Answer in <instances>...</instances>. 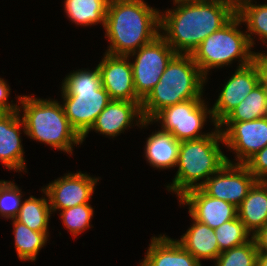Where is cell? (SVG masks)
I'll use <instances>...</instances> for the list:
<instances>
[{
  "mask_svg": "<svg viewBox=\"0 0 267 266\" xmlns=\"http://www.w3.org/2000/svg\"><path fill=\"white\" fill-rule=\"evenodd\" d=\"M173 1L177 8L160 14V29L177 54H192L206 37L236 14V9L223 0Z\"/></svg>",
  "mask_w": 267,
  "mask_h": 266,
  "instance_id": "cell-1",
  "label": "cell"
},
{
  "mask_svg": "<svg viewBox=\"0 0 267 266\" xmlns=\"http://www.w3.org/2000/svg\"><path fill=\"white\" fill-rule=\"evenodd\" d=\"M158 10L144 0H110L105 19V53L127 56L152 42L161 33Z\"/></svg>",
  "mask_w": 267,
  "mask_h": 266,
  "instance_id": "cell-2",
  "label": "cell"
},
{
  "mask_svg": "<svg viewBox=\"0 0 267 266\" xmlns=\"http://www.w3.org/2000/svg\"><path fill=\"white\" fill-rule=\"evenodd\" d=\"M207 77L193 61L191 54H176L160 77V81L142 100L145 120H151L163 108L177 103L202 99Z\"/></svg>",
  "mask_w": 267,
  "mask_h": 266,
  "instance_id": "cell-3",
  "label": "cell"
},
{
  "mask_svg": "<svg viewBox=\"0 0 267 266\" xmlns=\"http://www.w3.org/2000/svg\"><path fill=\"white\" fill-rule=\"evenodd\" d=\"M220 142L224 144L222 133L217 126L208 136L181 141L176 164L179 169L173 183L166 186L168 191L181 197L189 190L200 188L211 175L230 161L219 148ZM203 178L204 181L196 183Z\"/></svg>",
  "mask_w": 267,
  "mask_h": 266,
  "instance_id": "cell-4",
  "label": "cell"
},
{
  "mask_svg": "<svg viewBox=\"0 0 267 266\" xmlns=\"http://www.w3.org/2000/svg\"><path fill=\"white\" fill-rule=\"evenodd\" d=\"M22 106L23 132L52 148L72 153L73 144L82 143V137L71 126L64 108L56 100L18 96Z\"/></svg>",
  "mask_w": 267,
  "mask_h": 266,
  "instance_id": "cell-5",
  "label": "cell"
},
{
  "mask_svg": "<svg viewBox=\"0 0 267 266\" xmlns=\"http://www.w3.org/2000/svg\"><path fill=\"white\" fill-rule=\"evenodd\" d=\"M61 91L65 115L81 137L111 101L102 87L98 67L92 71L77 70L70 73L62 82Z\"/></svg>",
  "mask_w": 267,
  "mask_h": 266,
  "instance_id": "cell-6",
  "label": "cell"
},
{
  "mask_svg": "<svg viewBox=\"0 0 267 266\" xmlns=\"http://www.w3.org/2000/svg\"><path fill=\"white\" fill-rule=\"evenodd\" d=\"M242 20L235 14L224 26L206 37L191 54L200 72L206 77L209 70L230 65L239 59L238 68L253 62L254 53L247 32L238 29ZM238 26V27H237Z\"/></svg>",
  "mask_w": 267,
  "mask_h": 266,
  "instance_id": "cell-7",
  "label": "cell"
},
{
  "mask_svg": "<svg viewBox=\"0 0 267 266\" xmlns=\"http://www.w3.org/2000/svg\"><path fill=\"white\" fill-rule=\"evenodd\" d=\"M208 114L214 126H217L212 118V110L207 108L204 99H192L163 108L151 121L162 122L161 130L170 132L179 141H184L210 135L199 133Z\"/></svg>",
  "mask_w": 267,
  "mask_h": 266,
  "instance_id": "cell-8",
  "label": "cell"
},
{
  "mask_svg": "<svg viewBox=\"0 0 267 266\" xmlns=\"http://www.w3.org/2000/svg\"><path fill=\"white\" fill-rule=\"evenodd\" d=\"M176 54L160 34L152 42L127 55L129 58L136 55L131 65L134 88L141 100L160 81L161 75Z\"/></svg>",
  "mask_w": 267,
  "mask_h": 266,
  "instance_id": "cell-9",
  "label": "cell"
},
{
  "mask_svg": "<svg viewBox=\"0 0 267 266\" xmlns=\"http://www.w3.org/2000/svg\"><path fill=\"white\" fill-rule=\"evenodd\" d=\"M257 181L244 164H233V162L228 161L218 172L211 175L200 188L207 195L238 207Z\"/></svg>",
  "mask_w": 267,
  "mask_h": 266,
  "instance_id": "cell-10",
  "label": "cell"
},
{
  "mask_svg": "<svg viewBox=\"0 0 267 266\" xmlns=\"http://www.w3.org/2000/svg\"><path fill=\"white\" fill-rule=\"evenodd\" d=\"M226 126L227 128H221ZM224 144L236 152L238 162L245 164L253 155L267 146V116L243 122H219Z\"/></svg>",
  "mask_w": 267,
  "mask_h": 266,
  "instance_id": "cell-11",
  "label": "cell"
},
{
  "mask_svg": "<svg viewBox=\"0 0 267 266\" xmlns=\"http://www.w3.org/2000/svg\"><path fill=\"white\" fill-rule=\"evenodd\" d=\"M99 178H93L81 171L66 173L62 178L49 183L42 189L49 200L51 212L90 203L91 195Z\"/></svg>",
  "mask_w": 267,
  "mask_h": 266,
  "instance_id": "cell-12",
  "label": "cell"
},
{
  "mask_svg": "<svg viewBox=\"0 0 267 266\" xmlns=\"http://www.w3.org/2000/svg\"><path fill=\"white\" fill-rule=\"evenodd\" d=\"M128 59V56L104 54L97 65L102 87L108 92L111 100L142 102L136 95L132 65Z\"/></svg>",
  "mask_w": 267,
  "mask_h": 266,
  "instance_id": "cell-13",
  "label": "cell"
},
{
  "mask_svg": "<svg viewBox=\"0 0 267 266\" xmlns=\"http://www.w3.org/2000/svg\"><path fill=\"white\" fill-rule=\"evenodd\" d=\"M180 203L189 205L192 219L216 229L223 223L238 217L237 207L221 199L207 195L201 188L185 192L179 197Z\"/></svg>",
  "mask_w": 267,
  "mask_h": 266,
  "instance_id": "cell-14",
  "label": "cell"
},
{
  "mask_svg": "<svg viewBox=\"0 0 267 266\" xmlns=\"http://www.w3.org/2000/svg\"><path fill=\"white\" fill-rule=\"evenodd\" d=\"M135 120L136 125L151 123V120H145L142 114L141 102H130L124 100H111L103 111L98 115L91 128L82 136V142L91 130H95L106 136L116 137L121 134L127 127H131Z\"/></svg>",
  "mask_w": 267,
  "mask_h": 266,
  "instance_id": "cell-15",
  "label": "cell"
},
{
  "mask_svg": "<svg viewBox=\"0 0 267 266\" xmlns=\"http://www.w3.org/2000/svg\"><path fill=\"white\" fill-rule=\"evenodd\" d=\"M258 84L259 76L253 63L244 67H237L235 74L223 86L218 99L211 108L213 121L218 124Z\"/></svg>",
  "mask_w": 267,
  "mask_h": 266,
  "instance_id": "cell-16",
  "label": "cell"
},
{
  "mask_svg": "<svg viewBox=\"0 0 267 266\" xmlns=\"http://www.w3.org/2000/svg\"><path fill=\"white\" fill-rule=\"evenodd\" d=\"M20 108L18 111L0 113V161L9 170L16 172L26 170L24 151L21 144Z\"/></svg>",
  "mask_w": 267,
  "mask_h": 266,
  "instance_id": "cell-17",
  "label": "cell"
},
{
  "mask_svg": "<svg viewBox=\"0 0 267 266\" xmlns=\"http://www.w3.org/2000/svg\"><path fill=\"white\" fill-rule=\"evenodd\" d=\"M140 266H202L176 239L152 237Z\"/></svg>",
  "mask_w": 267,
  "mask_h": 266,
  "instance_id": "cell-18",
  "label": "cell"
},
{
  "mask_svg": "<svg viewBox=\"0 0 267 266\" xmlns=\"http://www.w3.org/2000/svg\"><path fill=\"white\" fill-rule=\"evenodd\" d=\"M238 218L252 235L267 224V181H257L237 207Z\"/></svg>",
  "mask_w": 267,
  "mask_h": 266,
  "instance_id": "cell-19",
  "label": "cell"
},
{
  "mask_svg": "<svg viewBox=\"0 0 267 266\" xmlns=\"http://www.w3.org/2000/svg\"><path fill=\"white\" fill-rule=\"evenodd\" d=\"M192 226L177 240L199 262L201 259L216 260L221 253L214 229L192 219Z\"/></svg>",
  "mask_w": 267,
  "mask_h": 266,
  "instance_id": "cell-20",
  "label": "cell"
},
{
  "mask_svg": "<svg viewBox=\"0 0 267 266\" xmlns=\"http://www.w3.org/2000/svg\"><path fill=\"white\" fill-rule=\"evenodd\" d=\"M180 143L170 132L155 131L146 140L145 158L157 169L176 167Z\"/></svg>",
  "mask_w": 267,
  "mask_h": 266,
  "instance_id": "cell-21",
  "label": "cell"
},
{
  "mask_svg": "<svg viewBox=\"0 0 267 266\" xmlns=\"http://www.w3.org/2000/svg\"><path fill=\"white\" fill-rule=\"evenodd\" d=\"M110 0H65L64 10L77 25L90 26L102 23L105 26Z\"/></svg>",
  "mask_w": 267,
  "mask_h": 266,
  "instance_id": "cell-22",
  "label": "cell"
},
{
  "mask_svg": "<svg viewBox=\"0 0 267 266\" xmlns=\"http://www.w3.org/2000/svg\"><path fill=\"white\" fill-rule=\"evenodd\" d=\"M267 116V91L258 84L220 122L251 121Z\"/></svg>",
  "mask_w": 267,
  "mask_h": 266,
  "instance_id": "cell-23",
  "label": "cell"
},
{
  "mask_svg": "<svg viewBox=\"0 0 267 266\" xmlns=\"http://www.w3.org/2000/svg\"><path fill=\"white\" fill-rule=\"evenodd\" d=\"M13 220L15 247L20 260L35 261L38 252L48 241V232L31 230L25 224Z\"/></svg>",
  "mask_w": 267,
  "mask_h": 266,
  "instance_id": "cell-24",
  "label": "cell"
},
{
  "mask_svg": "<svg viewBox=\"0 0 267 266\" xmlns=\"http://www.w3.org/2000/svg\"><path fill=\"white\" fill-rule=\"evenodd\" d=\"M51 208L49 200L30 196L22 202L17 217V221L25 224L31 230L37 232H48Z\"/></svg>",
  "mask_w": 267,
  "mask_h": 266,
  "instance_id": "cell-25",
  "label": "cell"
},
{
  "mask_svg": "<svg viewBox=\"0 0 267 266\" xmlns=\"http://www.w3.org/2000/svg\"><path fill=\"white\" fill-rule=\"evenodd\" d=\"M249 0L243 2L237 9L236 14L240 17L242 22L246 23L247 34L251 47L254 45V40L251 35H257L263 41L267 43V4H253Z\"/></svg>",
  "mask_w": 267,
  "mask_h": 266,
  "instance_id": "cell-26",
  "label": "cell"
},
{
  "mask_svg": "<svg viewBox=\"0 0 267 266\" xmlns=\"http://www.w3.org/2000/svg\"><path fill=\"white\" fill-rule=\"evenodd\" d=\"M220 252L241 246L248 241L250 233L237 217L214 229Z\"/></svg>",
  "mask_w": 267,
  "mask_h": 266,
  "instance_id": "cell-27",
  "label": "cell"
},
{
  "mask_svg": "<svg viewBox=\"0 0 267 266\" xmlns=\"http://www.w3.org/2000/svg\"><path fill=\"white\" fill-rule=\"evenodd\" d=\"M258 251L254 239L225 250L216 258L215 266H256Z\"/></svg>",
  "mask_w": 267,
  "mask_h": 266,
  "instance_id": "cell-28",
  "label": "cell"
},
{
  "mask_svg": "<svg viewBox=\"0 0 267 266\" xmlns=\"http://www.w3.org/2000/svg\"><path fill=\"white\" fill-rule=\"evenodd\" d=\"M61 211L60 217L63 224L73 236H77L83 232V230L89 228L90 220L94 213L89 203L80 204Z\"/></svg>",
  "mask_w": 267,
  "mask_h": 266,
  "instance_id": "cell-29",
  "label": "cell"
},
{
  "mask_svg": "<svg viewBox=\"0 0 267 266\" xmlns=\"http://www.w3.org/2000/svg\"><path fill=\"white\" fill-rule=\"evenodd\" d=\"M21 190L11 181L0 180V215L15 219L22 204Z\"/></svg>",
  "mask_w": 267,
  "mask_h": 266,
  "instance_id": "cell-30",
  "label": "cell"
},
{
  "mask_svg": "<svg viewBox=\"0 0 267 266\" xmlns=\"http://www.w3.org/2000/svg\"><path fill=\"white\" fill-rule=\"evenodd\" d=\"M244 165L258 181H267V146L253 155Z\"/></svg>",
  "mask_w": 267,
  "mask_h": 266,
  "instance_id": "cell-31",
  "label": "cell"
},
{
  "mask_svg": "<svg viewBox=\"0 0 267 266\" xmlns=\"http://www.w3.org/2000/svg\"><path fill=\"white\" fill-rule=\"evenodd\" d=\"M252 63L257 69L259 84L267 91V54L254 53Z\"/></svg>",
  "mask_w": 267,
  "mask_h": 266,
  "instance_id": "cell-32",
  "label": "cell"
},
{
  "mask_svg": "<svg viewBox=\"0 0 267 266\" xmlns=\"http://www.w3.org/2000/svg\"><path fill=\"white\" fill-rule=\"evenodd\" d=\"M10 88L7 82L0 78V113H7L18 111L19 106L17 104H9L8 97L10 95Z\"/></svg>",
  "mask_w": 267,
  "mask_h": 266,
  "instance_id": "cell-33",
  "label": "cell"
},
{
  "mask_svg": "<svg viewBox=\"0 0 267 266\" xmlns=\"http://www.w3.org/2000/svg\"><path fill=\"white\" fill-rule=\"evenodd\" d=\"M258 253L267 252V224L252 235Z\"/></svg>",
  "mask_w": 267,
  "mask_h": 266,
  "instance_id": "cell-34",
  "label": "cell"
},
{
  "mask_svg": "<svg viewBox=\"0 0 267 266\" xmlns=\"http://www.w3.org/2000/svg\"><path fill=\"white\" fill-rule=\"evenodd\" d=\"M256 266H267V252L258 253Z\"/></svg>",
  "mask_w": 267,
  "mask_h": 266,
  "instance_id": "cell-35",
  "label": "cell"
},
{
  "mask_svg": "<svg viewBox=\"0 0 267 266\" xmlns=\"http://www.w3.org/2000/svg\"><path fill=\"white\" fill-rule=\"evenodd\" d=\"M223 1L230 3L235 9H237L243 2H247L249 0H223Z\"/></svg>",
  "mask_w": 267,
  "mask_h": 266,
  "instance_id": "cell-36",
  "label": "cell"
}]
</instances>
